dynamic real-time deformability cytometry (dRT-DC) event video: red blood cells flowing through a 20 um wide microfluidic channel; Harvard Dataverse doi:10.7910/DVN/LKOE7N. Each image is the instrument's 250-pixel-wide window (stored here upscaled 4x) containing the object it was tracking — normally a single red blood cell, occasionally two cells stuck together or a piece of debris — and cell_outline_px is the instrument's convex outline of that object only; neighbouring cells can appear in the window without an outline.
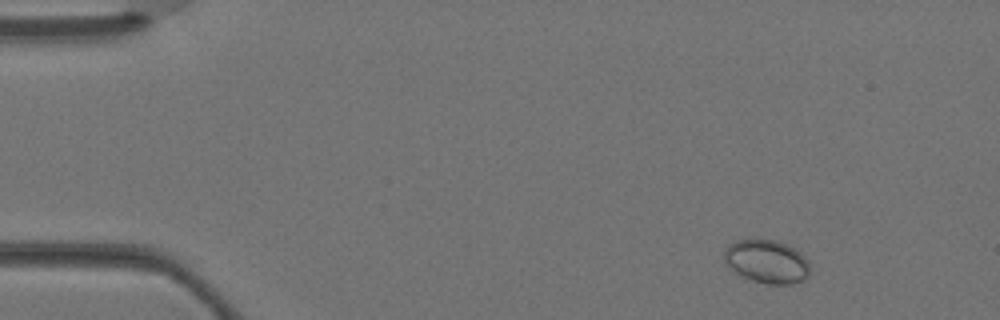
{"species": "Egyptian fruit bat (a non-hibernating species)", "species_latin": "Rousettus aegyptiacus", "temperature_condition": "warm", "stored_images_in_passage": 4, "camera_frame_rate_fps": 3000, "um_per_image_px": 0.085, "animal": {"sex": "female"}, "frame": {"image": 1, "passage_image": 1, "time_ms": 0.0, "image_size_px": [1000, 320], "cell_outline_px": [[808, 280], [792, 284], [764, 284], [740, 276], [724, 260], [724, 252], [728, 244], [736, 240], [776, 240], [800, 252], [808, 260]], "centroid_in_image_um": [65.19, 22.25], "position_along_channel_um": 19.8, "area_um2": 21.62}}
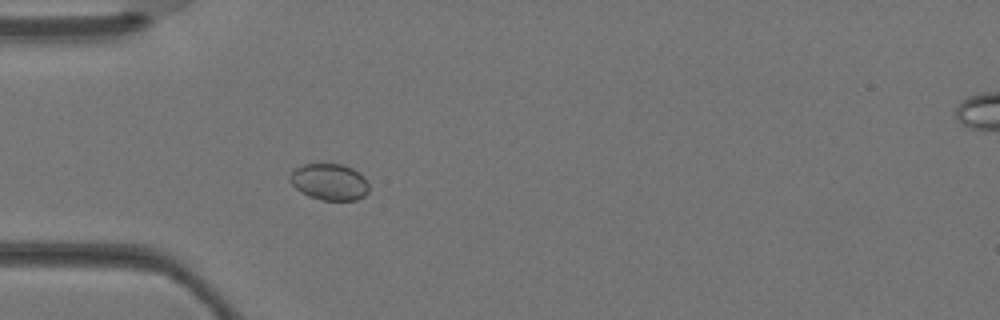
{"frame": {"image": 2, "passage_image": 3, "time_ms": 0.667, "image_size_px": [1000, 320], "cell_outline_px": [[368, 192], [364, 196], [356, 200], [320, 200], [308, 196], [300, 192], [288, 180], [288, 176], [296, 168], [304, 164], [344, 164], [360, 172], [368, 180]], "centroid_in_image_um": [28.01, 15.46], "position_along_channel_um": 57.0, "area_um2": 17.05}}